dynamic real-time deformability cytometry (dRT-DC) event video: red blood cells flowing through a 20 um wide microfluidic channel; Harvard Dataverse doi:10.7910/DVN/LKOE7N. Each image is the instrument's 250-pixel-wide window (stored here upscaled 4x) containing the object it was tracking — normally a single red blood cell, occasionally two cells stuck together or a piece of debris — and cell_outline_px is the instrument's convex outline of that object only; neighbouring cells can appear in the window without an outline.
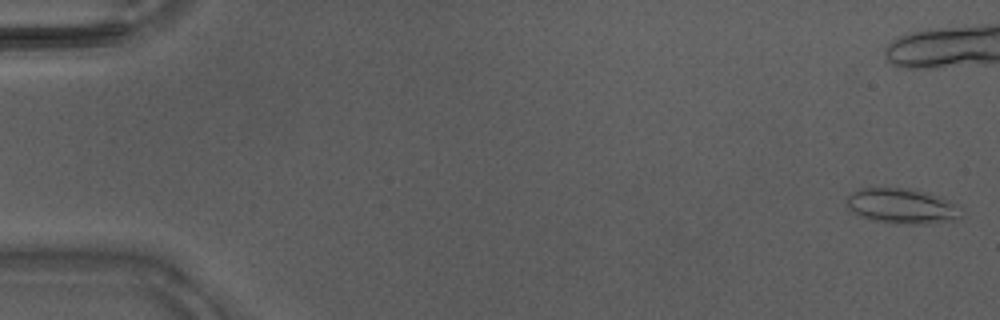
{"species": "Egyptian fruit bat (a non-hibernating species)", "species_latin": "Rousettus aegyptiacus", "temperature_condition": "warm", "stored_images_in_passage": 46, "camera_frame_rate_fps": 3000, "um_per_image_px": 0.085, "animal": {"sex": "male"}, "frame": {"image": 1, "passage_image": 1, "time_ms": 0.0, "image_size_px": [1000, 320], "cell_outline_px": [[964, 208], [960, 216], [956, 220], [928, 224], [892, 224], [860, 216], [852, 212], [848, 208], [848, 196], [852, 192], [860, 188], [916, 188], [936, 196]], "centroid_in_image_um": [76.69, 17.52], "position_along_channel_um": 8.3, "area_um2": 23.64}}